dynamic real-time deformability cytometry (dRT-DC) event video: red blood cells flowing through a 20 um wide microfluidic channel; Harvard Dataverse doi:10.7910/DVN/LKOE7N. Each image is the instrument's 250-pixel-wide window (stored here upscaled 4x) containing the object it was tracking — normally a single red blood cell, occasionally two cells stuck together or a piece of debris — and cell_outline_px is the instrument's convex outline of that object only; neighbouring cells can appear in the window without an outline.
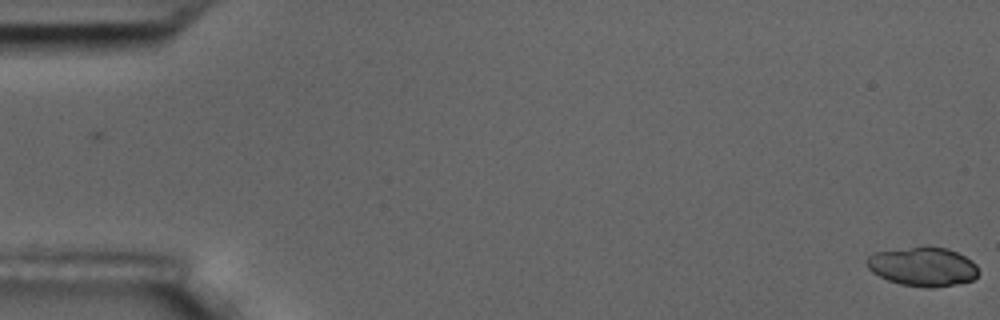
{"species": "common noctule bat (a hibernating species)", "species_latin": "Nyctalus noctula", "temperature_condition": "room temperature", "stored_images_in_passage": 3, "segment_of_instrument_passage": [2, 2], "camera_frame_rate_fps": 3000, "um_per_image_px": 0.085, "animal": {"sex": "male", "body_mass_g": 17.5, "forearm_length_mm": 52.3}, "frame": {"image": 1, "passage_image": 3, "time_ms": 2.333, "image_size_px": [1000, 320], "cell_outline_px": [[980, 272], [972, 280], [956, 284], [932, 288], [928, 288], [900, 284], [888, 280], [872, 272], [864, 264], [864, 260], [868, 256], [876, 252], [924, 244], [928, 244], [948, 248], [972, 260], [976, 264]], "centroid_in_image_um": [78.43, 22.63], "position_along_channel_um": 6.6, "area_um2": 26.07}}